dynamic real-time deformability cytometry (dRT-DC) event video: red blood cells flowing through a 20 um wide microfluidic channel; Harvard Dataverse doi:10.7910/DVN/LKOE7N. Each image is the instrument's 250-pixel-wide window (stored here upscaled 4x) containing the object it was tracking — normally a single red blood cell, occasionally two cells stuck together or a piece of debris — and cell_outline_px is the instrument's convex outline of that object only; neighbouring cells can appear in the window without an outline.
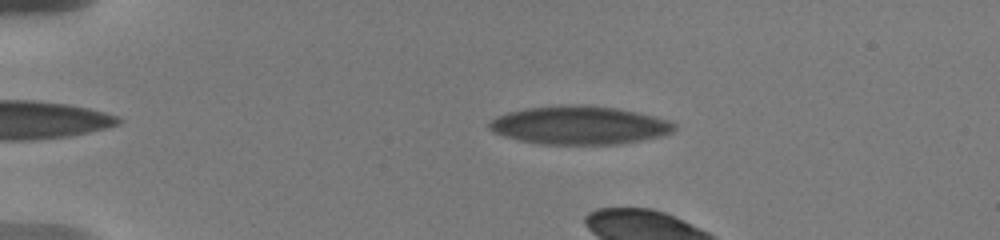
{"species": "human", "species_latin": "Homo sapiens", "temperature_condition": "warm", "stored_images_in_passage": 27, "camera_frame_rate_fps": 3000, "um_per_image_px": 0.085, "donor": {"sex": "male"}, "frame": {"image": 1, "passage_image": 11, "time_ms": 3.0, "image_size_px": [1000, 240], "cell_outline_px": [[676, 128], [672, 132], [656, 136], [620, 144], [540, 144], [520, 140], [504, 136], [488, 128], [488, 124], [496, 116], [508, 112], [528, 108], [616, 108], [636, 112], [668, 120], [676, 124]], "centroid_in_image_um": [49.24, 10.69], "position_along_channel_um": 35.8, "area_um2": 39.48}}
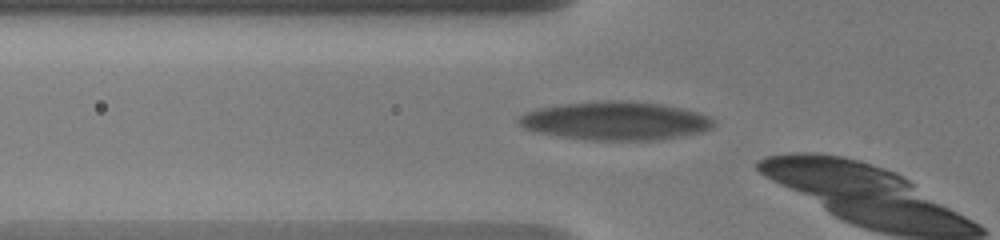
{"frame": {"image": 2, "passage_image": 24, "time_ms": 5.667, "image_size_px": [1000, 240], "cell_outline_px": [[716, 124], [712, 128], [700, 132], [660, 140], [592, 140], [560, 136], [536, 132], [524, 128], [516, 120], [520, 116], [536, 108], [560, 104], [600, 100], [624, 100], [660, 104], [680, 108], [696, 112], [708, 116]], "centroid_in_image_um": [52.29, 10.27], "position_along_channel_um": 73.5, "area_um2": 43.64}}